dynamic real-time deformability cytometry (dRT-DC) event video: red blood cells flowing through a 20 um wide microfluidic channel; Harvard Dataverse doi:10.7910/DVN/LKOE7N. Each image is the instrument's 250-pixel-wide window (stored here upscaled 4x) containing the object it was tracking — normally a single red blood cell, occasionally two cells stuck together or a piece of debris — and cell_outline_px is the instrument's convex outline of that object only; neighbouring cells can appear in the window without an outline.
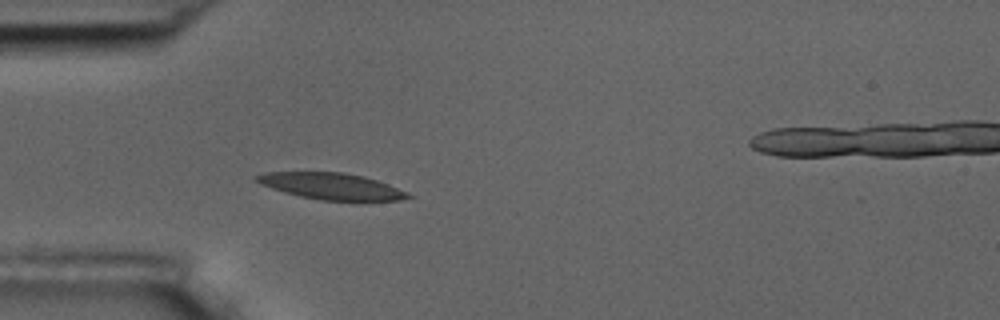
{"species": "common noctule bat (a hibernating species)", "species_latin": "Nyctalus noctula", "temperature_condition": "room temperature", "stored_images_in_passage": 5, "camera_frame_rate_fps": 3000, "um_per_image_px": 0.085, "animal": {"sex": "male", "body_mass_g": 17.5, "forearm_length_mm": 52.3}, "frame": {"image": 1, "passage_image": 5, "time_ms": 4.667, "image_size_px": [1000, 320], "cell_outline_px": [[416, 196], [400, 200], [320, 200], [300, 196], [284, 192], [260, 184], [252, 180], [252, 176], [264, 172], [344, 172], [364, 176], [388, 184], [408, 192]], "centroid_in_image_um": [28.13, 15.81], "position_along_channel_um": 56.9, "area_um2": 23.41}}